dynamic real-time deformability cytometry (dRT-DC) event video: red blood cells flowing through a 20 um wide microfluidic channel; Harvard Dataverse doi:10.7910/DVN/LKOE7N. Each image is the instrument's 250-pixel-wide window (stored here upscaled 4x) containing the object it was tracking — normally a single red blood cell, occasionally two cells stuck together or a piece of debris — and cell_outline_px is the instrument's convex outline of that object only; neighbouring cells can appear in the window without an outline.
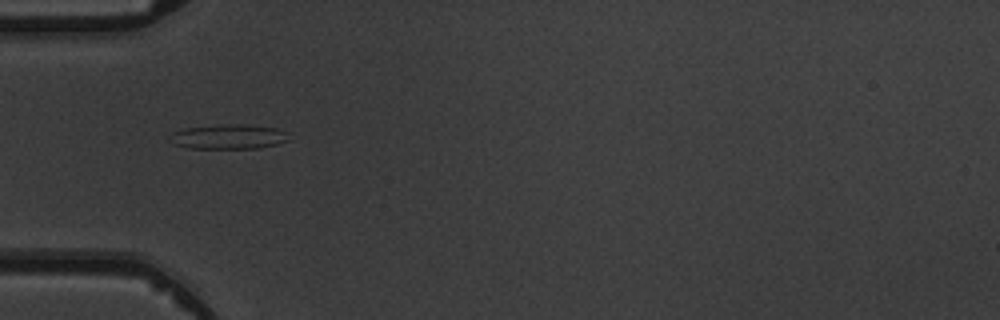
{"species": "common noctule bat (a hibernating species)", "species_latin": "Nyctalus noctula", "temperature_condition": "warm", "stored_images_in_passage": 3, "camera_frame_rate_fps": 3000, "um_per_image_px": 0.085, "animal": {"sex": "male", "body_mass_g": 19.5, "forearm_length_mm": 54.6}, "frame": {"image": 1, "passage_image": 1, "time_ms": 0.0, "image_size_px": [1000, 320], "cell_outline_px": [[288, 140], [276, 144], [260, 148], [188, 148], [172, 144], [168, 140], [172, 132], [188, 128], [216, 124], [240, 124], [276, 128], [284, 132]], "centroid_in_image_um": [19.34, 11.62], "position_along_channel_um": 65.7, "area_um2": 16.99}}
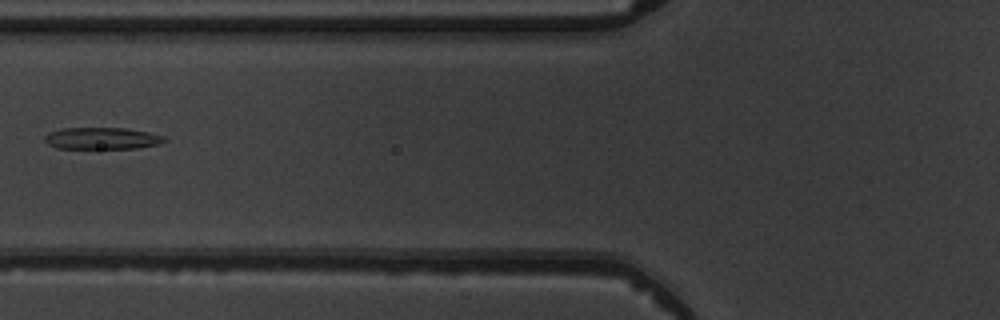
{"frame": {"image": 2, "passage_image": 2, "time_ms": 1.333, "image_size_px": [1000, 320], "cell_outline_px": [[168, 140], [156, 144], [136, 148], [56, 148], [48, 144], [44, 140], [44, 136], [48, 132], [64, 128], [128, 128], [148, 132], [164, 136]], "centroid_in_image_um": [8.64, 11.75], "position_along_channel_um": 117.2, "area_um2": 15.14}}
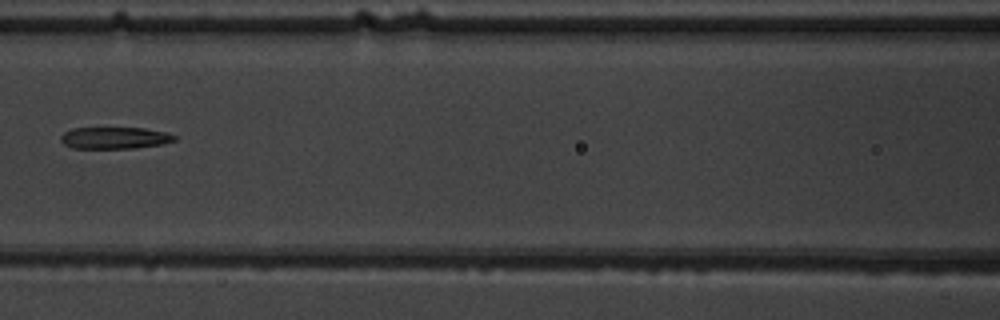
{"frame": {"image": 3, "passage_image": 3, "time_ms": 2.333, "image_size_px": [1000, 320], "cell_outline_px": [[176, 140], [164, 144], [136, 148], [72, 148], [64, 144], [60, 140], [60, 136], [64, 132], [72, 128], [144, 128], [164, 132], [176, 136]], "centroid_in_image_um": [9.74, 11.72], "position_along_channel_um": 156.9, "area_um2": 14.45}}